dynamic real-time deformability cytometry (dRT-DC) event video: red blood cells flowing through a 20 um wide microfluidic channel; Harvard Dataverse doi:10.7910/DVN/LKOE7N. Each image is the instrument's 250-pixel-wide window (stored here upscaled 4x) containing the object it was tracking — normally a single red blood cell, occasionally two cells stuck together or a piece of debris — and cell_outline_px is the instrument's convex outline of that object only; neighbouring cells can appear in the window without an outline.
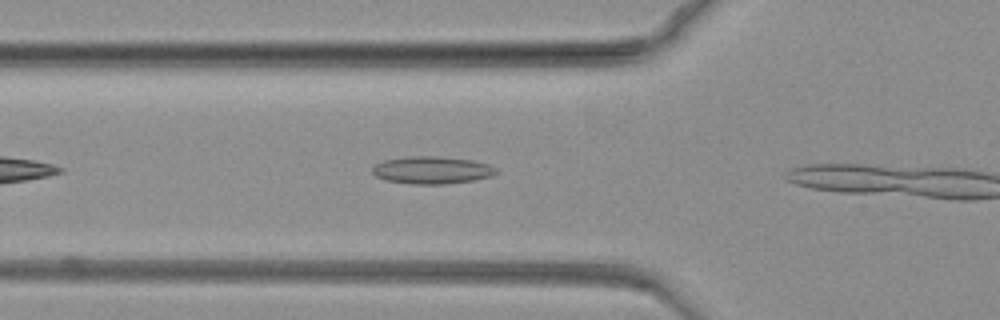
{"species": "common noctule bat (a hibernating species)", "species_latin": "Nyctalus noctula", "temperature_condition": "warm", "stored_images_in_passage": 6, "camera_frame_rate_fps": 3000, "um_per_image_px": 0.085, "animal": {"sex": "female", "body_mass_g": 19.3, "forearm_length_mm": 54.1}, "frame": {"image": 1, "passage_image": 5, "time_ms": 1.333, "image_size_px": [1000, 320], "cell_outline_px": [[496, 172], [488, 176], [472, 180], [444, 184], [412, 184], [384, 180], [376, 176], [372, 172], [372, 168], [376, 164], [384, 160], [408, 156], [432, 156], [472, 160], [488, 164], [496, 168]], "centroid_in_image_um": [36.65, 14.46], "position_along_channel_um": 89.1, "area_um2": 19.54}}